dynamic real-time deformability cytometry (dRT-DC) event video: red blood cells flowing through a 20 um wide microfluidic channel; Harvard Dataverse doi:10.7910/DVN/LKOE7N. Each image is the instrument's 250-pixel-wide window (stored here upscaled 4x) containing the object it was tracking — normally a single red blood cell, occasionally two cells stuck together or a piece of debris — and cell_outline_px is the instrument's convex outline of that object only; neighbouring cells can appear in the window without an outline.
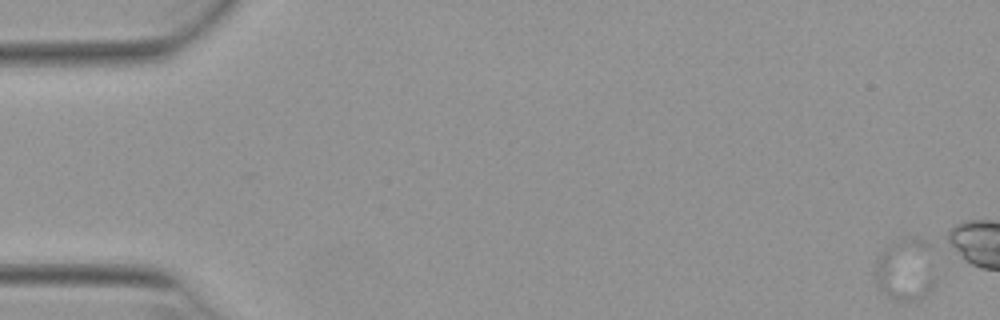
{"species": "Egyptian fruit bat (a non-hibernating species)", "species_latin": "Rousettus aegyptiacus", "temperature_condition": "warm", "stored_images_in_passage": 7, "camera_frame_rate_fps": 3000, "um_per_image_px": 0.085, "animal": {"sex": "female"}, "frame": {"image": 1, "passage_image": 2, "time_ms": 0.333, "image_size_px": [1000, 320], "cell_outline_px": [[936, 280], [932, 288], [920, 300], [908, 304], [896, 300], [880, 292], [876, 288], [876, 260], [884, 248], [888, 244]], "centroid_in_image_um": [76.6, 23.57], "position_along_channel_um": 8.4, "area_um2": 16.01}}